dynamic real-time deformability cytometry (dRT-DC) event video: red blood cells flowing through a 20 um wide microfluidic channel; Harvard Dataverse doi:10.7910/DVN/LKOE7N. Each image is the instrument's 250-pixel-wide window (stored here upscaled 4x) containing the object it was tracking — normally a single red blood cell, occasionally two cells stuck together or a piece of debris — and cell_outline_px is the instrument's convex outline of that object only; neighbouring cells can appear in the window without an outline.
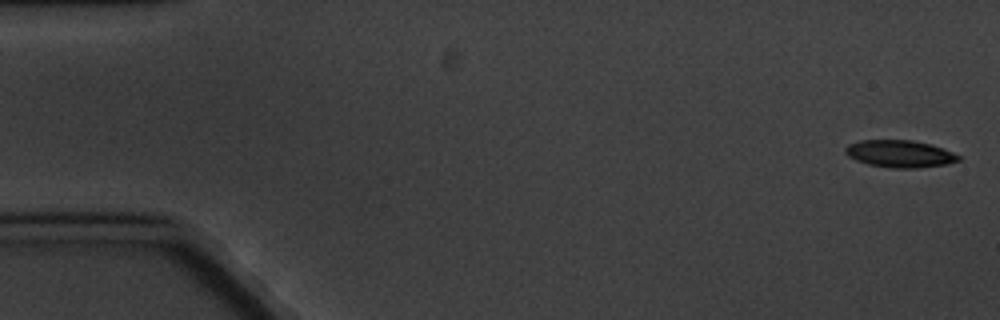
{"species": "common noctule bat (a hibernating species)", "species_latin": "Nyctalus noctula", "temperature_condition": "cold", "stored_images_in_passage": 5, "camera_frame_rate_fps": 3000, "um_per_image_px": 0.085, "animal": {"sex": "male", "body_mass_g": 20.1, "forearm_length_mm": 53.5}, "frame": {"image": 1, "passage_image": 1, "time_ms": 0.0, "image_size_px": [1000, 320], "cell_outline_px": [[960, 160], [948, 164], [916, 168], [892, 168], [868, 164], [856, 160], [848, 156], [844, 152], [844, 148], [848, 144], [860, 140], [912, 140], [944, 148], [960, 156]], "centroid_in_image_um": [76.47, 13.07], "position_along_channel_um": 8.5, "area_um2": 17.98}}
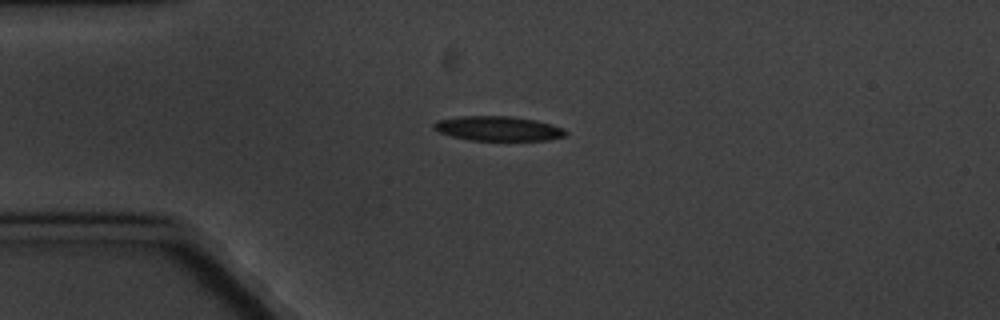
{"frame": {"image": 2, "passage_image": 4, "time_ms": 4.333, "image_size_px": [1000, 320], "cell_outline_px": [[568, 132], [564, 136], [548, 140], [472, 140], [452, 136], [440, 132], [432, 128], [432, 124], [436, 120], [460, 116], [512, 116], [536, 120], [564, 128]], "centroid_in_image_um": [42.33, 10.91], "position_along_channel_um": 42.7, "area_um2": 18.9}}